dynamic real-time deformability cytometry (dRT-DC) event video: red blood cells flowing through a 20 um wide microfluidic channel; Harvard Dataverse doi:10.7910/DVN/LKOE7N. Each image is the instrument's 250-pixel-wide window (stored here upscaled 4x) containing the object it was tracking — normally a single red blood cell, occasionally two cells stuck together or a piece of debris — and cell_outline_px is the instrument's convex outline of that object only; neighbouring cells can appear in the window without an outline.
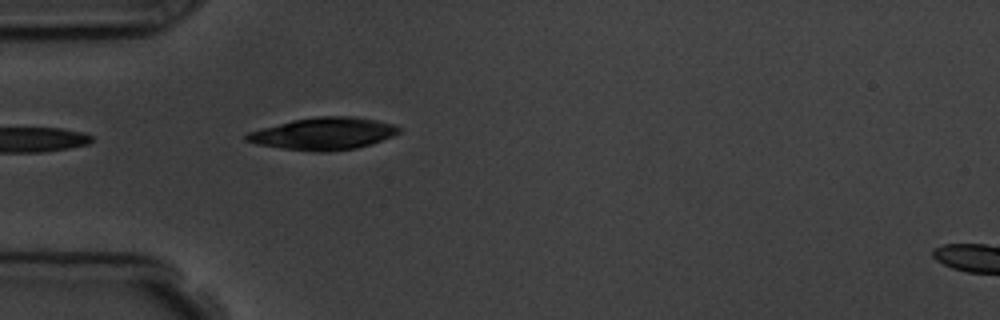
{"species": "common noctule bat (a hibernating species)", "species_latin": "Nyctalus noctula", "temperature_condition": "room temperature", "stored_images_in_passage": 2, "segment_of_instrument_passage": [1, 2], "camera_frame_rate_fps": 3000, "um_per_image_px": 0.085, "animal": {"sex": "male", "body_mass_g": 19.5, "forearm_length_mm": 54.6}, "frame": {"image": 1, "passage_image": 1, "time_ms": 0.0, "image_size_px": [1000, 320], "cell_outline_px": [[400, 132], [392, 136], [356, 148], [324, 152], [320, 152], [280, 148], [256, 144], [244, 140], [244, 136], [248, 132], [260, 128], [292, 120], [316, 116], [352, 116], [376, 120], [392, 124], [400, 128]], "centroid_in_image_um": [27.44, 11.35], "position_along_channel_um": 57.6, "area_um2": 28.44}}